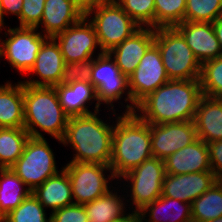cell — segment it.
<instances>
[{
    "instance_id": "obj_1",
    "label": "cell",
    "mask_w": 222,
    "mask_h": 222,
    "mask_svg": "<svg viewBox=\"0 0 222 222\" xmlns=\"http://www.w3.org/2000/svg\"><path fill=\"white\" fill-rule=\"evenodd\" d=\"M202 96L199 79L169 80L144 98L134 113L149 124L193 121Z\"/></svg>"
},
{
    "instance_id": "obj_2",
    "label": "cell",
    "mask_w": 222,
    "mask_h": 222,
    "mask_svg": "<svg viewBox=\"0 0 222 222\" xmlns=\"http://www.w3.org/2000/svg\"><path fill=\"white\" fill-rule=\"evenodd\" d=\"M100 111L69 117L61 144L73 147L69 162L109 165L114 124L104 121ZM107 122V123H106Z\"/></svg>"
},
{
    "instance_id": "obj_3",
    "label": "cell",
    "mask_w": 222,
    "mask_h": 222,
    "mask_svg": "<svg viewBox=\"0 0 222 222\" xmlns=\"http://www.w3.org/2000/svg\"><path fill=\"white\" fill-rule=\"evenodd\" d=\"M112 135V156L109 163L116 184L119 178L152 157L150 124L135 113H117ZM116 123V124H115Z\"/></svg>"
},
{
    "instance_id": "obj_4",
    "label": "cell",
    "mask_w": 222,
    "mask_h": 222,
    "mask_svg": "<svg viewBox=\"0 0 222 222\" xmlns=\"http://www.w3.org/2000/svg\"><path fill=\"white\" fill-rule=\"evenodd\" d=\"M68 119L55 87L24 84V129L30 137L44 138V132L61 143Z\"/></svg>"
},
{
    "instance_id": "obj_5",
    "label": "cell",
    "mask_w": 222,
    "mask_h": 222,
    "mask_svg": "<svg viewBox=\"0 0 222 222\" xmlns=\"http://www.w3.org/2000/svg\"><path fill=\"white\" fill-rule=\"evenodd\" d=\"M85 16L95 29L102 53L110 52L141 28L115 0L87 6Z\"/></svg>"
},
{
    "instance_id": "obj_6",
    "label": "cell",
    "mask_w": 222,
    "mask_h": 222,
    "mask_svg": "<svg viewBox=\"0 0 222 222\" xmlns=\"http://www.w3.org/2000/svg\"><path fill=\"white\" fill-rule=\"evenodd\" d=\"M154 44L170 80L200 79L202 65L174 27L156 28Z\"/></svg>"
},
{
    "instance_id": "obj_7",
    "label": "cell",
    "mask_w": 222,
    "mask_h": 222,
    "mask_svg": "<svg viewBox=\"0 0 222 222\" xmlns=\"http://www.w3.org/2000/svg\"><path fill=\"white\" fill-rule=\"evenodd\" d=\"M90 82L96 89L99 104H105V109L117 111L114 109L115 102L124 98L127 104L122 113H134L136 106L132 102V98L128 87V77L121 73L115 60L109 53H97L93 58L92 76ZM127 101V102H126ZM111 107V108H110ZM109 108V109H108Z\"/></svg>"
},
{
    "instance_id": "obj_8",
    "label": "cell",
    "mask_w": 222,
    "mask_h": 222,
    "mask_svg": "<svg viewBox=\"0 0 222 222\" xmlns=\"http://www.w3.org/2000/svg\"><path fill=\"white\" fill-rule=\"evenodd\" d=\"M165 176L164 161L152 156L119 179L120 183L123 179V185L130 188V190L122 185L117 187V189L123 187L124 189H121L122 192L124 190L127 191L126 197L131 199H127L126 202L127 204L130 203L128 206H132L131 208L128 207L129 210L132 211L133 209V211L140 212L146 205L162 195ZM124 181L128 184L126 185Z\"/></svg>"
},
{
    "instance_id": "obj_9",
    "label": "cell",
    "mask_w": 222,
    "mask_h": 222,
    "mask_svg": "<svg viewBox=\"0 0 222 222\" xmlns=\"http://www.w3.org/2000/svg\"><path fill=\"white\" fill-rule=\"evenodd\" d=\"M54 153L46 138L30 137L21 157L10 169L33 191L59 172Z\"/></svg>"
},
{
    "instance_id": "obj_10",
    "label": "cell",
    "mask_w": 222,
    "mask_h": 222,
    "mask_svg": "<svg viewBox=\"0 0 222 222\" xmlns=\"http://www.w3.org/2000/svg\"><path fill=\"white\" fill-rule=\"evenodd\" d=\"M5 26L2 31L6 39L0 38L1 58L7 60L9 67L15 69L20 74H28L34 65L37 54L43 42L48 38L44 36L36 27L14 28Z\"/></svg>"
},
{
    "instance_id": "obj_11",
    "label": "cell",
    "mask_w": 222,
    "mask_h": 222,
    "mask_svg": "<svg viewBox=\"0 0 222 222\" xmlns=\"http://www.w3.org/2000/svg\"><path fill=\"white\" fill-rule=\"evenodd\" d=\"M63 168L70 178L74 204L84 205L103 196L116 180L111 167L105 164L68 162ZM106 172L110 173L107 177Z\"/></svg>"
},
{
    "instance_id": "obj_12",
    "label": "cell",
    "mask_w": 222,
    "mask_h": 222,
    "mask_svg": "<svg viewBox=\"0 0 222 222\" xmlns=\"http://www.w3.org/2000/svg\"><path fill=\"white\" fill-rule=\"evenodd\" d=\"M169 80L160 51L153 43L145 52L135 71L128 76V87L133 104L137 106Z\"/></svg>"
},
{
    "instance_id": "obj_13",
    "label": "cell",
    "mask_w": 222,
    "mask_h": 222,
    "mask_svg": "<svg viewBox=\"0 0 222 222\" xmlns=\"http://www.w3.org/2000/svg\"><path fill=\"white\" fill-rule=\"evenodd\" d=\"M53 38L59 45L65 63L92 59L96 57L95 49H100L95 29L85 15Z\"/></svg>"
},
{
    "instance_id": "obj_14",
    "label": "cell",
    "mask_w": 222,
    "mask_h": 222,
    "mask_svg": "<svg viewBox=\"0 0 222 222\" xmlns=\"http://www.w3.org/2000/svg\"><path fill=\"white\" fill-rule=\"evenodd\" d=\"M152 156L161 160L198 139L194 121L150 124Z\"/></svg>"
},
{
    "instance_id": "obj_15",
    "label": "cell",
    "mask_w": 222,
    "mask_h": 222,
    "mask_svg": "<svg viewBox=\"0 0 222 222\" xmlns=\"http://www.w3.org/2000/svg\"><path fill=\"white\" fill-rule=\"evenodd\" d=\"M64 65V57L58 43L54 38L48 37L43 42L34 65L28 72L29 75L32 73L39 78L33 79V76L30 75V78L21 82L32 86L55 87L61 82Z\"/></svg>"
},
{
    "instance_id": "obj_16",
    "label": "cell",
    "mask_w": 222,
    "mask_h": 222,
    "mask_svg": "<svg viewBox=\"0 0 222 222\" xmlns=\"http://www.w3.org/2000/svg\"><path fill=\"white\" fill-rule=\"evenodd\" d=\"M84 15L85 7L77 0H45L42 21L36 28L44 36L53 38Z\"/></svg>"
},
{
    "instance_id": "obj_17",
    "label": "cell",
    "mask_w": 222,
    "mask_h": 222,
    "mask_svg": "<svg viewBox=\"0 0 222 222\" xmlns=\"http://www.w3.org/2000/svg\"><path fill=\"white\" fill-rule=\"evenodd\" d=\"M217 179L212 171L188 173V174H166L162 195L187 203L192 202L206 192Z\"/></svg>"
},
{
    "instance_id": "obj_18",
    "label": "cell",
    "mask_w": 222,
    "mask_h": 222,
    "mask_svg": "<svg viewBox=\"0 0 222 222\" xmlns=\"http://www.w3.org/2000/svg\"><path fill=\"white\" fill-rule=\"evenodd\" d=\"M174 28L183 36L201 65L222 56L212 23L184 21Z\"/></svg>"
},
{
    "instance_id": "obj_19",
    "label": "cell",
    "mask_w": 222,
    "mask_h": 222,
    "mask_svg": "<svg viewBox=\"0 0 222 222\" xmlns=\"http://www.w3.org/2000/svg\"><path fill=\"white\" fill-rule=\"evenodd\" d=\"M154 39V28L141 27L108 53L115 60L121 73L128 77L138 67L145 52L154 43Z\"/></svg>"
},
{
    "instance_id": "obj_20",
    "label": "cell",
    "mask_w": 222,
    "mask_h": 222,
    "mask_svg": "<svg viewBox=\"0 0 222 222\" xmlns=\"http://www.w3.org/2000/svg\"><path fill=\"white\" fill-rule=\"evenodd\" d=\"M55 89L59 103L69 117L87 115L101 110L96 89L91 82L76 81L67 85L58 84ZM91 101H96L93 112L89 109L90 104H93Z\"/></svg>"
},
{
    "instance_id": "obj_21",
    "label": "cell",
    "mask_w": 222,
    "mask_h": 222,
    "mask_svg": "<svg viewBox=\"0 0 222 222\" xmlns=\"http://www.w3.org/2000/svg\"><path fill=\"white\" fill-rule=\"evenodd\" d=\"M164 161L166 174H188L211 171L207 143L201 139L176 151Z\"/></svg>"
},
{
    "instance_id": "obj_22",
    "label": "cell",
    "mask_w": 222,
    "mask_h": 222,
    "mask_svg": "<svg viewBox=\"0 0 222 222\" xmlns=\"http://www.w3.org/2000/svg\"><path fill=\"white\" fill-rule=\"evenodd\" d=\"M193 121L198 139L205 143L222 140V99L203 95Z\"/></svg>"
},
{
    "instance_id": "obj_23",
    "label": "cell",
    "mask_w": 222,
    "mask_h": 222,
    "mask_svg": "<svg viewBox=\"0 0 222 222\" xmlns=\"http://www.w3.org/2000/svg\"><path fill=\"white\" fill-rule=\"evenodd\" d=\"M60 169L32 191L39 203L52 212L74 204L70 178L63 167Z\"/></svg>"
},
{
    "instance_id": "obj_24",
    "label": "cell",
    "mask_w": 222,
    "mask_h": 222,
    "mask_svg": "<svg viewBox=\"0 0 222 222\" xmlns=\"http://www.w3.org/2000/svg\"><path fill=\"white\" fill-rule=\"evenodd\" d=\"M0 85V128H24V84Z\"/></svg>"
},
{
    "instance_id": "obj_25",
    "label": "cell",
    "mask_w": 222,
    "mask_h": 222,
    "mask_svg": "<svg viewBox=\"0 0 222 222\" xmlns=\"http://www.w3.org/2000/svg\"><path fill=\"white\" fill-rule=\"evenodd\" d=\"M139 217L140 222H192L191 204L160 196L140 210Z\"/></svg>"
},
{
    "instance_id": "obj_26",
    "label": "cell",
    "mask_w": 222,
    "mask_h": 222,
    "mask_svg": "<svg viewBox=\"0 0 222 222\" xmlns=\"http://www.w3.org/2000/svg\"><path fill=\"white\" fill-rule=\"evenodd\" d=\"M113 188L116 189V187H112L103 196L84 204L88 222H110L126 214L128 211V205L125 202L127 201L126 194L123 192L125 197L120 196L117 193L118 191L120 192V189L116 191Z\"/></svg>"
},
{
    "instance_id": "obj_27",
    "label": "cell",
    "mask_w": 222,
    "mask_h": 222,
    "mask_svg": "<svg viewBox=\"0 0 222 222\" xmlns=\"http://www.w3.org/2000/svg\"><path fill=\"white\" fill-rule=\"evenodd\" d=\"M32 191L10 168H0V216L16 209Z\"/></svg>"
},
{
    "instance_id": "obj_28",
    "label": "cell",
    "mask_w": 222,
    "mask_h": 222,
    "mask_svg": "<svg viewBox=\"0 0 222 222\" xmlns=\"http://www.w3.org/2000/svg\"><path fill=\"white\" fill-rule=\"evenodd\" d=\"M192 222H209L222 216V181H216L191 204Z\"/></svg>"
},
{
    "instance_id": "obj_29",
    "label": "cell",
    "mask_w": 222,
    "mask_h": 222,
    "mask_svg": "<svg viewBox=\"0 0 222 222\" xmlns=\"http://www.w3.org/2000/svg\"><path fill=\"white\" fill-rule=\"evenodd\" d=\"M29 138L24 128H0V168H10L21 157Z\"/></svg>"
},
{
    "instance_id": "obj_30",
    "label": "cell",
    "mask_w": 222,
    "mask_h": 222,
    "mask_svg": "<svg viewBox=\"0 0 222 222\" xmlns=\"http://www.w3.org/2000/svg\"><path fill=\"white\" fill-rule=\"evenodd\" d=\"M155 29L172 28L185 21L186 0H154Z\"/></svg>"
},
{
    "instance_id": "obj_31",
    "label": "cell",
    "mask_w": 222,
    "mask_h": 222,
    "mask_svg": "<svg viewBox=\"0 0 222 222\" xmlns=\"http://www.w3.org/2000/svg\"><path fill=\"white\" fill-rule=\"evenodd\" d=\"M199 80L204 96L222 99V56L202 64Z\"/></svg>"
},
{
    "instance_id": "obj_32",
    "label": "cell",
    "mask_w": 222,
    "mask_h": 222,
    "mask_svg": "<svg viewBox=\"0 0 222 222\" xmlns=\"http://www.w3.org/2000/svg\"><path fill=\"white\" fill-rule=\"evenodd\" d=\"M45 211L46 209L31 193L16 209L3 217V222H50L51 217H48Z\"/></svg>"
},
{
    "instance_id": "obj_33",
    "label": "cell",
    "mask_w": 222,
    "mask_h": 222,
    "mask_svg": "<svg viewBox=\"0 0 222 222\" xmlns=\"http://www.w3.org/2000/svg\"><path fill=\"white\" fill-rule=\"evenodd\" d=\"M222 16V0H186L185 21L213 23Z\"/></svg>"
},
{
    "instance_id": "obj_34",
    "label": "cell",
    "mask_w": 222,
    "mask_h": 222,
    "mask_svg": "<svg viewBox=\"0 0 222 222\" xmlns=\"http://www.w3.org/2000/svg\"><path fill=\"white\" fill-rule=\"evenodd\" d=\"M121 8L140 26L155 29L154 0H115Z\"/></svg>"
},
{
    "instance_id": "obj_35",
    "label": "cell",
    "mask_w": 222,
    "mask_h": 222,
    "mask_svg": "<svg viewBox=\"0 0 222 222\" xmlns=\"http://www.w3.org/2000/svg\"><path fill=\"white\" fill-rule=\"evenodd\" d=\"M93 58L75 63H65L60 84L67 85L76 81L90 82Z\"/></svg>"
},
{
    "instance_id": "obj_36",
    "label": "cell",
    "mask_w": 222,
    "mask_h": 222,
    "mask_svg": "<svg viewBox=\"0 0 222 222\" xmlns=\"http://www.w3.org/2000/svg\"><path fill=\"white\" fill-rule=\"evenodd\" d=\"M45 0H23L19 27H37L42 21Z\"/></svg>"
},
{
    "instance_id": "obj_37",
    "label": "cell",
    "mask_w": 222,
    "mask_h": 222,
    "mask_svg": "<svg viewBox=\"0 0 222 222\" xmlns=\"http://www.w3.org/2000/svg\"><path fill=\"white\" fill-rule=\"evenodd\" d=\"M50 222H88L84 205L71 204L49 213Z\"/></svg>"
},
{
    "instance_id": "obj_38",
    "label": "cell",
    "mask_w": 222,
    "mask_h": 222,
    "mask_svg": "<svg viewBox=\"0 0 222 222\" xmlns=\"http://www.w3.org/2000/svg\"><path fill=\"white\" fill-rule=\"evenodd\" d=\"M211 171L214 173L217 181H222V140L207 143Z\"/></svg>"
},
{
    "instance_id": "obj_39",
    "label": "cell",
    "mask_w": 222,
    "mask_h": 222,
    "mask_svg": "<svg viewBox=\"0 0 222 222\" xmlns=\"http://www.w3.org/2000/svg\"><path fill=\"white\" fill-rule=\"evenodd\" d=\"M23 0H1L2 17L9 16L10 14L20 17L22 10Z\"/></svg>"
},
{
    "instance_id": "obj_40",
    "label": "cell",
    "mask_w": 222,
    "mask_h": 222,
    "mask_svg": "<svg viewBox=\"0 0 222 222\" xmlns=\"http://www.w3.org/2000/svg\"><path fill=\"white\" fill-rule=\"evenodd\" d=\"M110 222H140L139 212L132 210L130 213V211H128L124 216Z\"/></svg>"
},
{
    "instance_id": "obj_41",
    "label": "cell",
    "mask_w": 222,
    "mask_h": 222,
    "mask_svg": "<svg viewBox=\"0 0 222 222\" xmlns=\"http://www.w3.org/2000/svg\"><path fill=\"white\" fill-rule=\"evenodd\" d=\"M212 24L215 35L222 49V16L218 17Z\"/></svg>"
},
{
    "instance_id": "obj_42",
    "label": "cell",
    "mask_w": 222,
    "mask_h": 222,
    "mask_svg": "<svg viewBox=\"0 0 222 222\" xmlns=\"http://www.w3.org/2000/svg\"><path fill=\"white\" fill-rule=\"evenodd\" d=\"M109 1H114V0H84V7L86 8L87 6L94 3L109 2Z\"/></svg>"
},
{
    "instance_id": "obj_43",
    "label": "cell",
    "mask_w": 222,
    "mask_h": 222,
    "mask_svg": "<svg viewBox=\"0 0 222 222\" xmlns=\"http://www.w3.org/2000/svg\"><path fill=\"white\" fill-rule=\"evenodd\" d=\"M5 22L2 17V9H1V0H0V34L2 33L3 28L5 27Z\"/></svg>"
},
{
    "instance_id": "obj_44",
    "label": "cell",
    "mask_w": 222,
    "mask_h": 222,
    "mask_svg": "<svg viewBox=\"0 0 222 222\" xmlns=\"http://www.w3.org/2000/svg\"><path fill=\"white\" fill-rule=\"evenodd\" d=\"M209 222H222V216L221 217H218L212 221H209Z\"/></svg>"
},
{
    "instance_id": "obj_45",
    "label": "cell",
    "mask_w": 222,
    "mask_h": 222,
    "mask_svg": "<svg viewBox=\"0 0 222 222\" xmlns=\"http://www.w3.org/2000/svg\"><path fill=\"white\" fill-rule=\"evenodd\" d=\"M77 1L80 2L84 6V0H77Z\"/></svg>"
},
{
    "instance_id": "obj_46",
    "label": "cell",
    "mask_w": 222,
    "mask_h": 222,
    "mask_svg": "<svg viewBox=\"0 0 222 222\" xmlns=\"http://www.w3.org/2000/svg\"><path fill=\"white\" fill-rule=\"evenodd\" d=\"M0 222H3V217L2 216H0Z\"/></svg>"
}]
</instances>
